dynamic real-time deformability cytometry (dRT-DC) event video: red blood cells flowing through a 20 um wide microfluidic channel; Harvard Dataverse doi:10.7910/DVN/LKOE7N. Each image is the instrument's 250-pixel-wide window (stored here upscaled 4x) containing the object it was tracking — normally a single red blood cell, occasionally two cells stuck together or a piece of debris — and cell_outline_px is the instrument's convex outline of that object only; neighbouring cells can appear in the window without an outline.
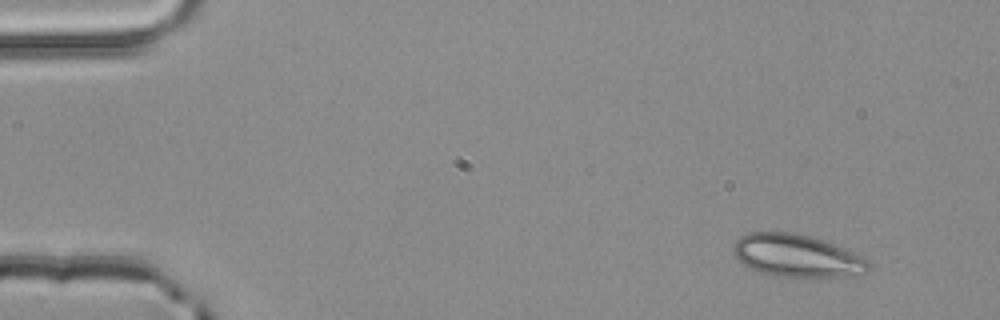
{"species": "common noctule bat (a hibernating species)", "species_latin": "Nyctalus noctula", "temperature_condition": "room temperature", "stored_images_in_passage": 2, "camera_frame_rate_fps": 3000, "um_per_image_px": 0.085, "animal": {"sex": "male", "body_mass_g": 20.4}, "frame": {"image": 1, "passage_image": 2, "time_ms": 0.333, "image_size_px": [1000, 320], "cell_outline_px": [[872, 264], [868, 272], [844, 276], [776, 276], [760, 272], [748, 268], [740, 264], [732, 252], [732, 248], [736, 240], [740, 236], [748, 232], [792, 232], [812, 236], [864, 256]], "centroid_in_image_um": [67.7, 21.73], "position_along_channel_um": 17.3, "area_um2": 33.76}}